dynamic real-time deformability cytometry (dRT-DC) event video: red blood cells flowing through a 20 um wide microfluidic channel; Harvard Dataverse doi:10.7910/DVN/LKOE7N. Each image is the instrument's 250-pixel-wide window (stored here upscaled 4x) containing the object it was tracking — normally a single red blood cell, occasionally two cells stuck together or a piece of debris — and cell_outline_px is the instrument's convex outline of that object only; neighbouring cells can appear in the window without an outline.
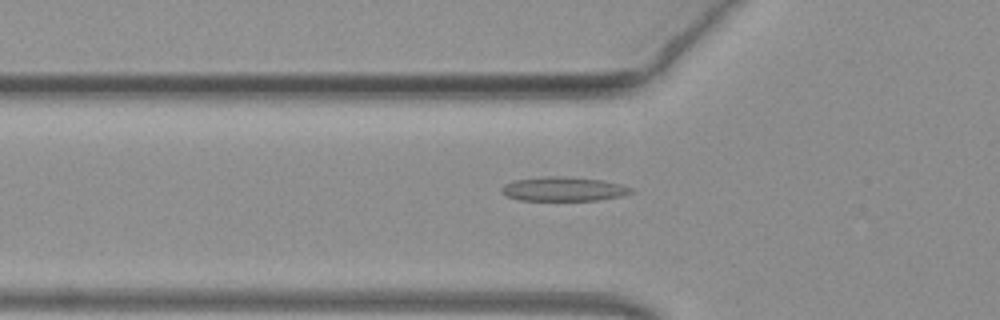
{"species": "common noctule bat (a hibernating species)", "species_latin": "Nyctalus noctula", "temperature_condition": "warm", "stored_images_in_passage": 48, "camera_frame_rate_fps": 3000, "um_per_image_px": 0.085, "animal": {"sex": "female", "body_mass_g": 19.3, "forearm_length_mm": 54.1}, "frame": {"image": 1, "passage_image": 18, "time_ms": 5.667, "image_size_px": [1000, 320], "cell_outline_px": [[632, 192], [620, 196], [600, 200], [520, 200], [508, 196], [500, 192], [500, 188], [504, 184], [512, 180], [544, 176], [572, 176], [604, 180], [620, 184], [632, 188]], "centroid_in_image_um": [47.87, 16.05], "position_along_channel_um": 77.9, "area_um2": 18.44}}
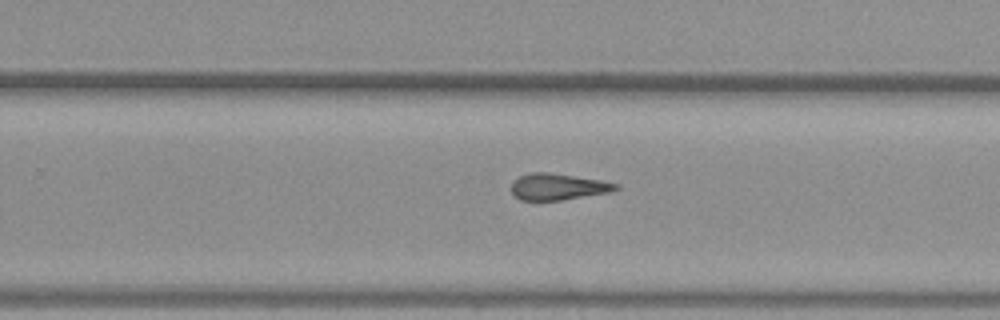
{"frame": {"image": 2, "passage_image": 33, "time_ms": 10.667, "image_size_px": [1000, 320], "cell_outline_px": [[620, 188], [612, 192], [560, 200], [520, 200], [512, 192], [512, 184], [520, 176], [532, 172], [548, 172], [600, 180], [620, 184]], "centroid_in_image_um": [47.48, 15.87], "position_along_channel_um": 282.3, "area_um2": 15.95}}
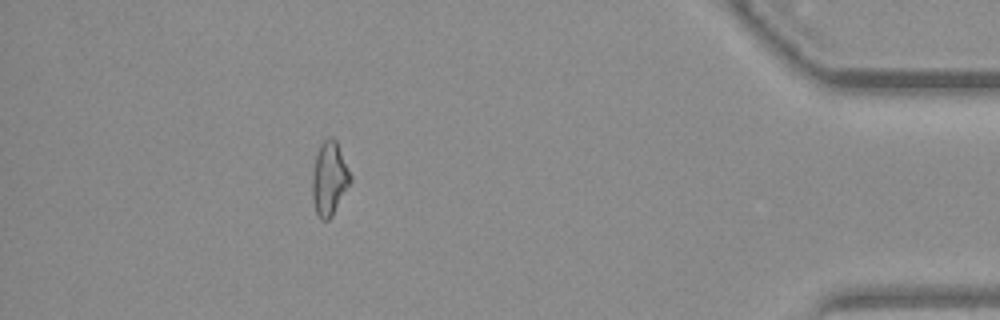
{"frame": {"image": 3, "passage_image": 46, "time_ms": 15.0, "image_size_px": [1000, 320], "cell_outline_px": [[352, 180], [332, 216], [328, 220], [320, 220], [316, 212], [312, 200], [312, 176], [316, 156], [320, 144], [328, 136], [332, 136], [336, 140], [352, 176]], "centroid_in_image_um": [27.99, 15.18], "position_along_channel_um": 407.2, "area_um2": 16.42}}